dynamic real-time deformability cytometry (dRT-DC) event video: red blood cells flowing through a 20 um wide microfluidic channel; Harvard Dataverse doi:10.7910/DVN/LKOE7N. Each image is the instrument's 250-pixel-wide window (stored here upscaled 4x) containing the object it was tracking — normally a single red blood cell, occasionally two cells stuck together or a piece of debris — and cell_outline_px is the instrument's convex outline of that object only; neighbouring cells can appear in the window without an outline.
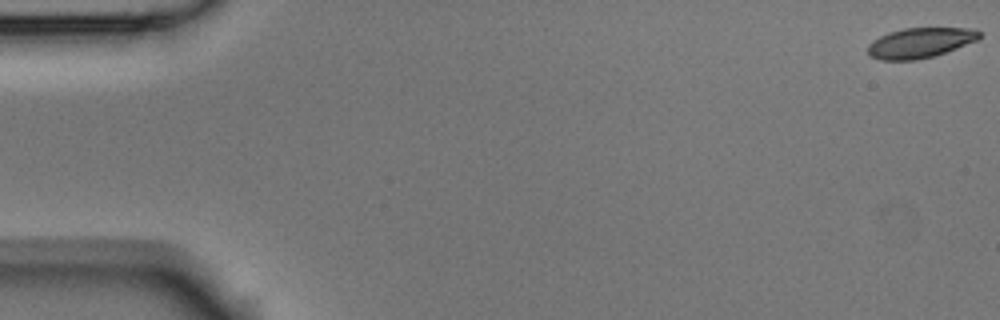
{"species": "Egyptian fruit bat (a non-hibernating species)", "species_latin": "Rousettus aegyptiacus", "temperature_condition": "room temperature", "stored_images_in_passage": 6, "camera_frame_rate_fps": 3000, "um_per_image_px": 0.085, "animal": {"sex": "male"}, "frame": {"image": 1, "passage_image": 1, "time_ms": 0.0, "image_size_px": [1000, 320], "cell_outline_px": [[980, 36], [976, 40], [944, 52], [932, 56], [916, 60], [880, 60], [868, 56], [868, 44], [880, 36], [888, 32], [904, 28], [968, 28], [980, 32]], "centroid_in_image_um": [78.13, 3.64], "position_along_channel_um": 6.9, "area_um2": 19.31}}
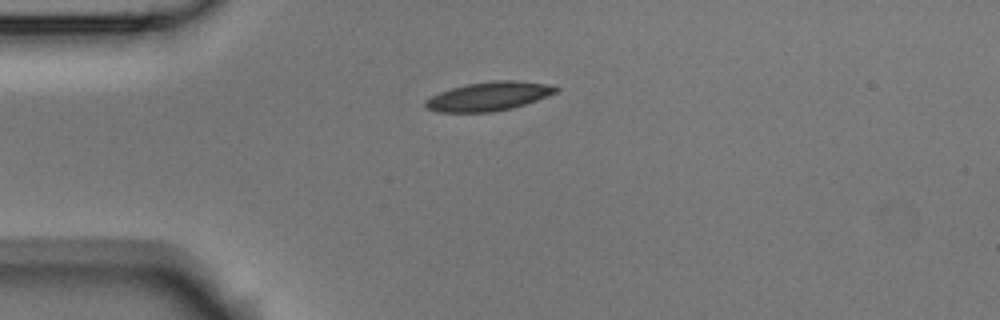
{"frame": {"image": 2, "passage_image": 5, "time_ms": 1.333, "image_size_px": [1000, 320], "cell_outline_px": [[560, 88], [556, 92], [536, 100], [512, 108], [492, 112], [436, 112], [424, 108], [424, 100], [440, 92], [452, 88], [468, 84], [496, 80], [520, 80], [548, 84]], "centroid_in_image_um": [41.51, 8.19], "position_along_channel_um": 43.5, "area_um2": 21.91}}